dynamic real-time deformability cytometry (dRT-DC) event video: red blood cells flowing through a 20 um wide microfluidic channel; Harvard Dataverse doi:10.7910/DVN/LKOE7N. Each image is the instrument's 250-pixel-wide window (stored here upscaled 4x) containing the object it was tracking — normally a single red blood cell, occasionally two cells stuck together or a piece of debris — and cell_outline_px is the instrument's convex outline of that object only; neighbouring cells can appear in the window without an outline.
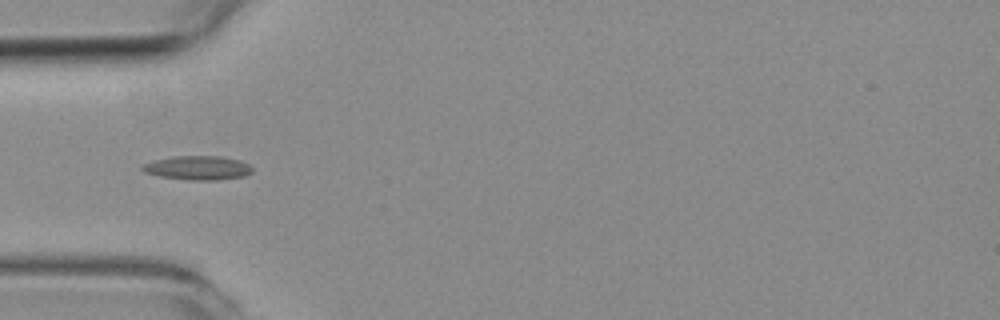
{"species": "common noctule bat (a hibernating species)", "species_latin": "Nyctalus noctula", "temperature_condition": "room temperature", "stored_images_in_passage": 38, "camera_frame_rate_fps": 3000, "um_per_image_px": 0.085, "animal": {"sex": "female", "body_mass_g": 19.3, "forearm_length_mm": 54.1}, "frame": {"image": 1, "passage_image": 3, "time_ms": 0.667, "image_size_px": [1000, 320], "cell_outline_px": [[252, 172], [244, 176], [216, 180], [188, 180], [160, 176], [144, 172], [140, 168], [144, 164], [156, 160], [172, 156], [220, 156], [240, 160], [248, 164], [252, 168]], "centroid_in_image_um": [16.82, 14.27], "position_along_channel_um": 68.2, "area_um2": 15.32}}
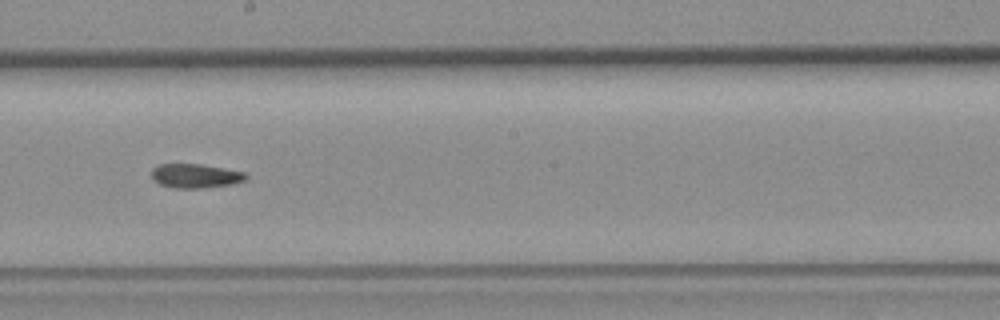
{"frame": {"image": 2, "passage_image": 16, "time_ms": 5.0, "image_size_px": [1000, 320], "cell_outline_px": [[248, 176], [244, 180], [232, 184], [200, 188], [176, 188], [160, 184], [152, 180], [152, 168], [160, 164], [200, 164], [224, 168], [244, 172]], "centroid_in_image_um": [16.59, 14.94], "position_along_channel_um": 231.6, "area_um2": 13.18}}
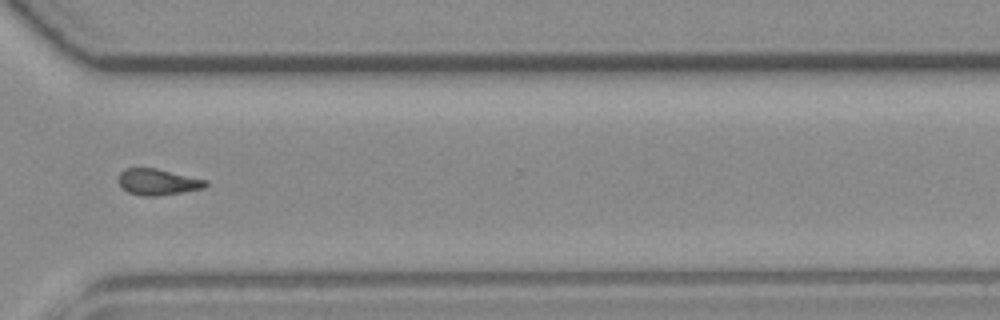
{"frame": {"image": 3, "passage_image": 26, "time_ms": 8.333, "image_size_px": [1000, 320], "cell_outline_px": [[208, 184], [204, 188], [156, 196], [144, 196], [128, 192], [120, 188], [116, 180], [120, 172], [124, 168], [156, 168], [208, 180]], "centroid_in_image_um": [13.36, 15.46], "position_along_channel_um": 357.2, "area_um2": 13.47}}